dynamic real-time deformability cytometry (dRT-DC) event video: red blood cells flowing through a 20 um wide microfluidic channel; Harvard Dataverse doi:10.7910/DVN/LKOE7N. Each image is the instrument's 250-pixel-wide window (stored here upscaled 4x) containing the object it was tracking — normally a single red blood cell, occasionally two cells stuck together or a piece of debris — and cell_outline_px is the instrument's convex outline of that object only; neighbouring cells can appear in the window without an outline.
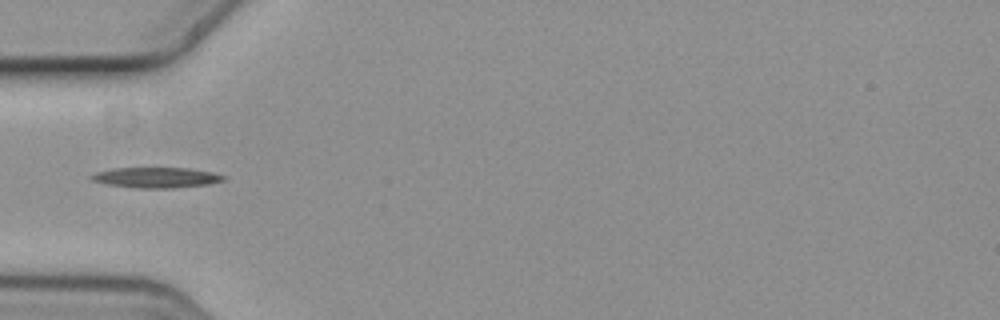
{"species": "common noctule bat (a hibernating species)", "species_latin": "Nyctalus noctula", "temperature_condition": "cold", "stored_images_in_passage": 2, "camera_frame_rate_fps": 3000, "um_per_image_px": 0.085, "animal": {"sex": "female", "body_mass_g": 19.3, "forearm_length_mm": 54.1}, "frame": {"image": 1, "passage_image": 2, "time_ms": 0.333, "image_size_px": [1000, 320], "cell_outline_px": [[224, 180], [208, 184], [172, 188], [136, 188], [108, 184], [92, 180], [88, 176], [96, 172], [112, 168], [188, 168], [212, 172], [224, 176]], "centroid_in_image_um": [13.24, 15.09], "position_along_channel_um": 71.8, "area_um2": 15.61}}